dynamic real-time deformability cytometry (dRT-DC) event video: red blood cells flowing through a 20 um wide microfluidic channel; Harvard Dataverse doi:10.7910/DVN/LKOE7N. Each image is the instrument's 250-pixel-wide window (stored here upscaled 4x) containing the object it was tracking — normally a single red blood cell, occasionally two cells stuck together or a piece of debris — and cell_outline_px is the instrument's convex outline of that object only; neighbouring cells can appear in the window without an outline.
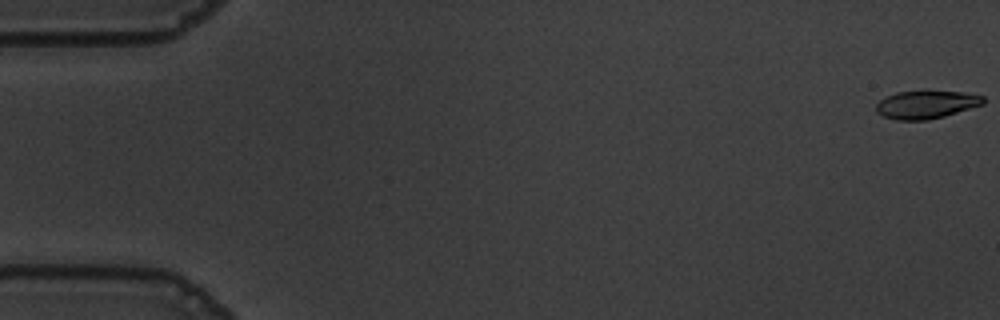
{"species": "common noctule bat (a hibernating species)", "species_latin": "Nyctalus noctula", "temperature_condition": "warm", "stored_images_in_passage": 4, "camera_frame_rate_fps": 3000, "um_per_image_px": 0.085, "animal": {"sex": "male", "body_mass_g": 19.5, "forearm_length_mm": 54.6}, "frame": {"image": 1, "passage_image": 4, "time_ms": 1.0, "image_size_px": [1000, 320], "cell_outline_px": [[984, 104], [944, 116], [928, 120], [896, 120], [884, 116], [876, 112], [876, 104], [880, 100], [896, 92], [964, 92], [984, 96]], "centroid_in_image_um": [78.73, 8.9], "position_along_channel_um": 6.3, "area_um2": 17.17}}